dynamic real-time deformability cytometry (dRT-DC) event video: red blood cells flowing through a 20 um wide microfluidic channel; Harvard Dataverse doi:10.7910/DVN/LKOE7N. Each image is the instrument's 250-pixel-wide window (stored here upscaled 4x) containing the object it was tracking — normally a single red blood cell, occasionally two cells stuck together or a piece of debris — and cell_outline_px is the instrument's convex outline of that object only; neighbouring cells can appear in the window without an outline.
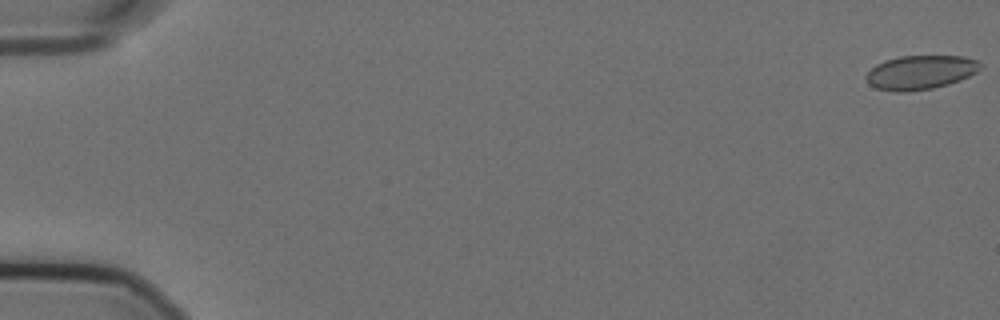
{"species": "Egyptian fruit bat (a non-hibernating species)", "species_latin": "Rousettus aegyptiacus", "temperature_condition": "cold", "stored_images_in_passage": 58, "camera_frame_rate_fps": 3000, "um_per_image_px": 0.085, "animal": {"sex": "female"}, "frame": {"image": 1, "passage_image": 1, "time_ms": 0.0, "image_size_px": [1000, 320], "cell_outline_px": [[980, 68], [976, 72], [960, 80], [948, 84], [932, 88], [904, 92], [896, 92], [876, 88], [868, 84], [864, 76], [876, 64], [884, 60], [900, 56], [964, 56], [976, 60], [980, 64]], "centroid_in_image_um": [78.19, 6.15], "position_along_channel_um": 6.8, "area_um2": 22.6}}
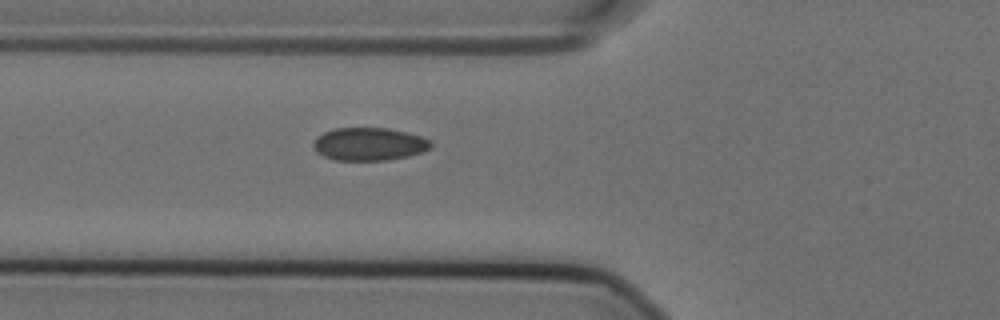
{"frame": {"image": 2, "passage_image": 22, "time_ms": 7.0, "image_size_px": [1000, 320], "cell_outline_px": [[432, 148], [408, 156], [388, 160], [336, 160], [324, 156], [316, 152], [312, 144], [316, 136], [324, 132], [336, 128], [388, 128], [420, 136], [432, 140]], "centroid_in_image_um": [31.37, 12.25], "position_along_channel_um": 94.4, "area_um2": 22.54}}
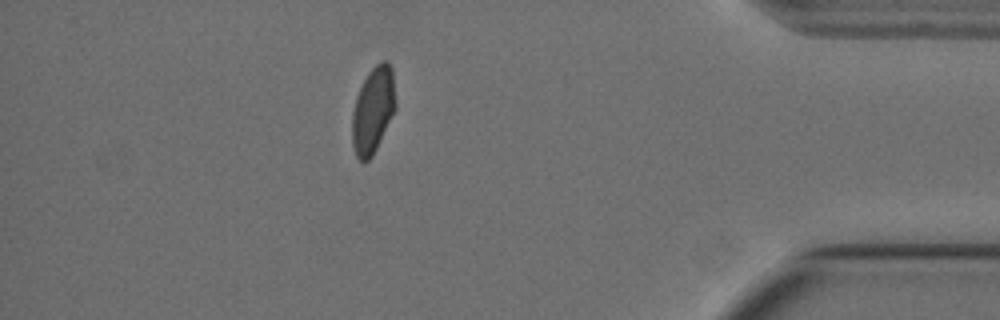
{"frame": {"image": 3, "passage_image": 51, "time_ms": 16.667, "image_size_px": [1000, 320], "cell_outline_px": [[396, 108], [372, 156], [368, 160], [360, 160], [356, 156], [352, 144], [352, 112], [356, 96], [368, 72], [380, 60], [388, 60], [392, 68], [396, 104]], "centroid_in_image_um": [31.71, 9.32], "position_along_channel_um": 403.5, "area_um2": 21.79}, "authors_computed_cell_mechanics": {"area_um2": 22.6287, "velocity_mm_per_s": 3.5877, "shape_relaxation_time_tau1_ms": null, "shape_relaxation_time_tau2_ms": 1.3405, "deformation_change_tau1": null, "deformation_change_tau2": 0.0348}}